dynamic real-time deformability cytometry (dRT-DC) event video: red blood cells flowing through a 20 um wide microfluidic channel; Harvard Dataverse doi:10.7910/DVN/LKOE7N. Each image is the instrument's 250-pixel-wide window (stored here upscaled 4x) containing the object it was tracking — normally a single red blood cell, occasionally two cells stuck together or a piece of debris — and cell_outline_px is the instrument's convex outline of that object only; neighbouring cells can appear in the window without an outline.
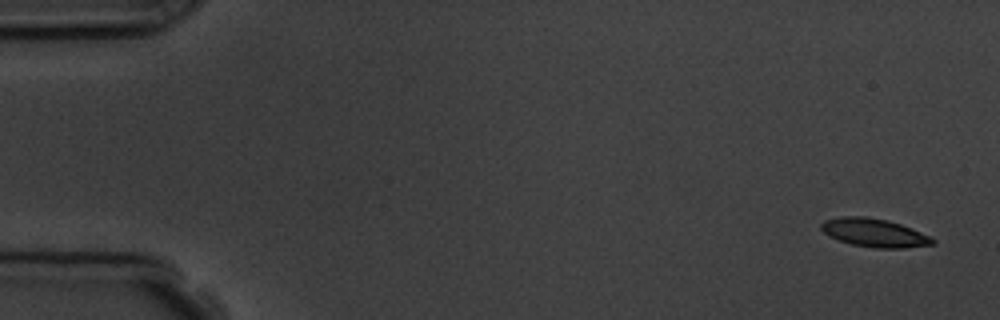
{"species": "common noctule bat (a hibernating species)", "species_latin": "Nyctalus noctula", "temperature_condition": "room temperature", "stored_images_in_passage": 5, "camera_frame_rate_fps": 3000, "um_per_image_px": 0.085, "animal": {"sex": "male", "body_mass_g": 19.5, "forearm_length_mm": 54.6}, "frame": {"image": 1, "passage_image": 1, "time_ms": 0.0, "image_size_px": [1000, 320], "cell_outline_px": [[936, 244], [904, 248], [876, 248], [852, 244], [828, 236], [820, 228], [820, 224], [824, 220], [840, 216], [864, 216], [888, 220], [912, 228], [932, 236], [936, 240]], "centroid_in_image_um": [74.35, 19.78], "position_along_channel_um": 10.7, "area_um2": 18.61}}
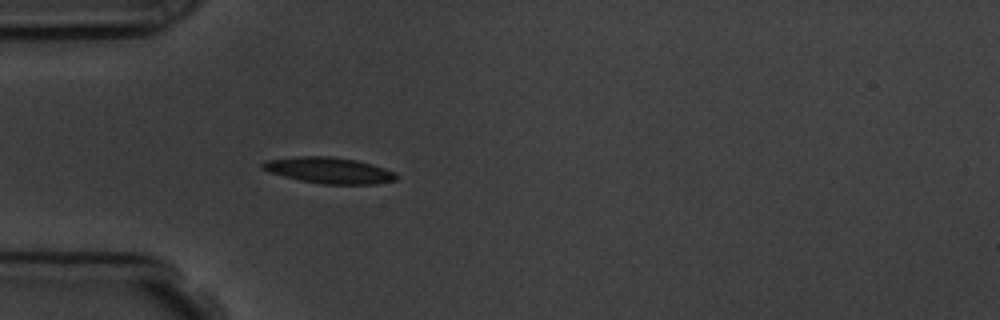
{"frame": {"image": 2, "passage_image": 5, "time_ms": 4.667, "image_size_px": [1000, 320], "cell_outline_px": [[400, 176], [396, 180], [376, 184], [324, 184], [300, 180], [268, 172], [260, 168], [260, 164], [268, 160], [296, 156], [332, 156], [356, 160], [372, 164], [396, 172]], "centroid_in_image_um": [27.99, 14.48], "position_along_channel_um": 57.0, "area_um2": 20.46}}